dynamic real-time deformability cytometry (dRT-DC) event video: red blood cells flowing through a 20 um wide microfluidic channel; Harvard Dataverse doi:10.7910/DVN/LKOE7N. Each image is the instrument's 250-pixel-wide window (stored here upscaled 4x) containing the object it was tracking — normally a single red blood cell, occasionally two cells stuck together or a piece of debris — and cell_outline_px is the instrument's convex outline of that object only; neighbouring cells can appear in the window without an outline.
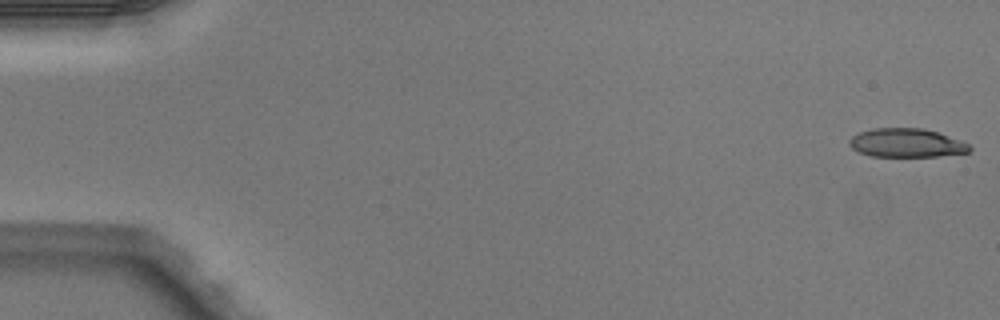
{"species": "Egyptian fruit bat (a non-hibernating species)", "species_latin": "Rousettus aegyptiacus", "temperature_condition": "warm", "stored_images_in_passage": 50, "camera_frame_rate_fps": 3000, "um_per_image_px": 0.085, "animal": {"sex": "male"}, "frame": {"image": 1, "passage_image": 1, "time_ms": 0.0, "image_size_px": [1000, 320], "cell_outline_px": [[972, 148], [968, 152], [936, 156], [872, 156], [860, 152], [852, 148], [848, 144], [848, 140], [852, 136], [860, 132], [872, 128], [924, 128], [960, 140], [968, 144]], "centroid_in_image_um": [77.02, 12.14], "position_along_channel_um": 8.0, "area_um2": 19.94}}
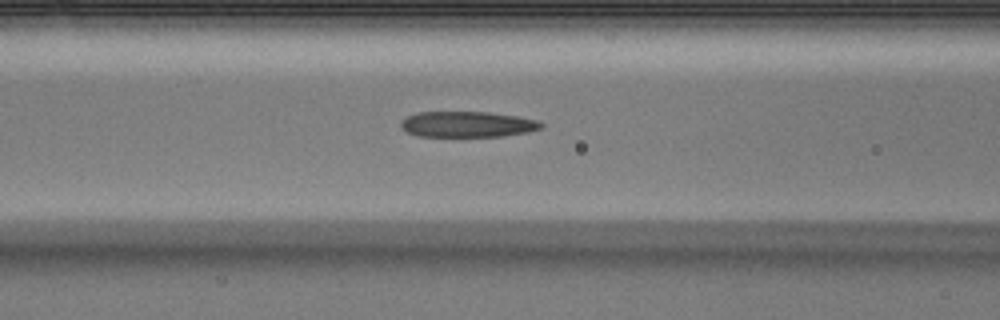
{"frame": {"image": 2, "passage_image": 21, "time_ms": 6.667, "image_size_px": [1000, 320], "cell_outline_px": [[544, 124], [540, 128], [528, 132], [500, 136], [416, 136], [408, 132], [400, 124], [400, 120], [416, 112], [488, 112], [516, 116], [536, 120]], "centroid_in_image_um": [39.7, 10.56], "position_along_channel_um": 126.9, "area_um2": 20.87}}
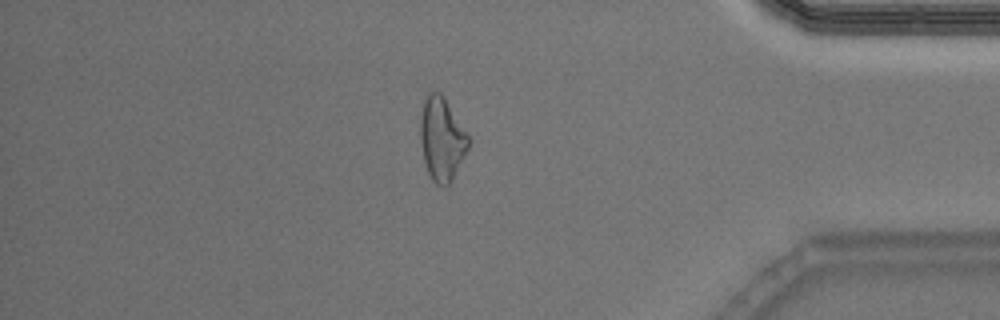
{"frame": {"image": 3, "passage_image": 43, "time_ms": 14.0, "image_size_px": [1000, 320], "cell_outline_px": [[468, 148], [452, 180], [444, 188], [436, 184], [432, 180], [428, 172], [424, 160], [420, 140], [420, 120], [424, 100], [428, 92], [440, 92], [444, 96], [468, 132]], "centroid_in_image_um": [37.55, 11.8], "position_along_channel_um": 397.6, "area_um2": 23.41}, "authors_computed_cell_mechanics": {"area_um2": 21.7617, "velocity_mm_per_s": 4.0898, "shape_relaxation_time_tau1_ms": null, "shape_relaxation_time_tau2_ms": 1.4836, "deformation_change_tau1": null, "deformation_change_tau2": 0.1148}}